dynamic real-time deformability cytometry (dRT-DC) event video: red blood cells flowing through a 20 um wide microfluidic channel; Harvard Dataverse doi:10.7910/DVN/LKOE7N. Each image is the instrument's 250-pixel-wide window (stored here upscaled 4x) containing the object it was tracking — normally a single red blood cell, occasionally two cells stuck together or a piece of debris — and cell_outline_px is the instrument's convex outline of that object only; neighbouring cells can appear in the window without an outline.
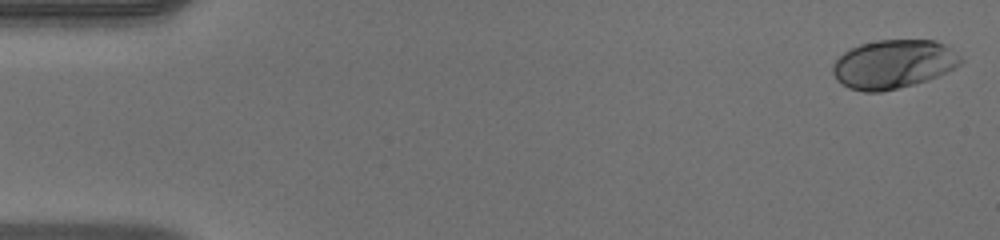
{"species": "human", "species_latin": "Homo sapiens", "temperature_condition": "warm", "stored_images_in_passage": 50, "camera_frame_rate_fps": 3000, "um_per_image_px": 0.085, "donor": {"sex": "male"}, "frame": {"image": 1, "passage_image": 1, "time_ms": 0.0, "image_size_px": [1000, 240], "cell_outline_px": [[964, 60], [960, 64], [928, 80], [880, 92], [864, 92], [848, 88], [836, 80], [832, 72], [832, 64], [844, 52], [860, 44], [876, 40], [936, 40], [952, 48]], "centroid_in_image_um": [75.91, 5.44], "position_along_channel_um": 9.1, "area_um2": 36.24}}
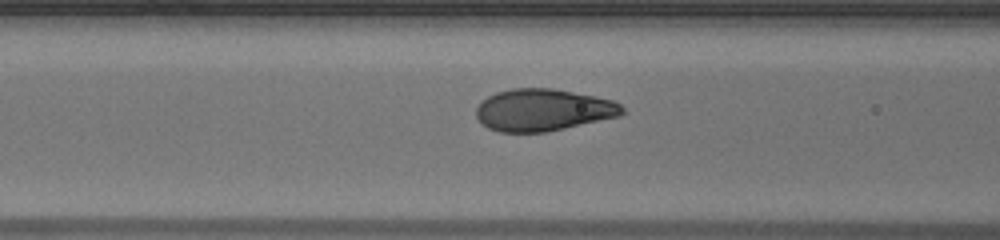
{"frame": {"image": 2, "passage_image": 20, "time_ms": 6.333, "image_size_px": [1000, 240], "cell_outline_px": [[624, 112], [620, 116], [548, 132], [500, 132], [488, 128], [476, 116], [476, 108], [488, 96], [496, 92], [512, 88], [552, 88], [612, 100], [620, 104], [624, 108]], "centroid_in_image_um": [46.17, 9.35], "position_along_channel_um": 120.4, "area_um2": 35.6}}
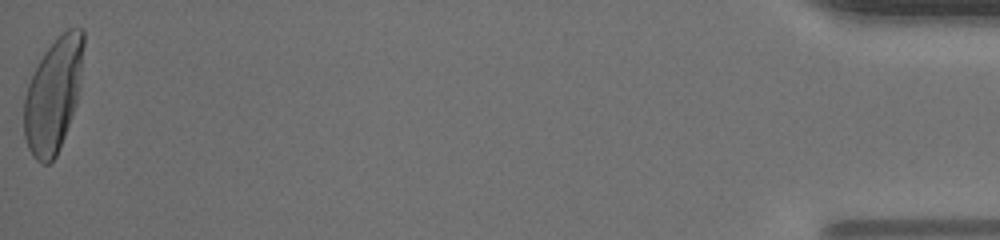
{"frame": {"image": 3, "passage_image": 50, "time_ms": 16.333, "image_size_px": [1000, 240], "cell_outline_px": [[84, 44], [80, 84], [76, 104], [64, 136], [56, 156], [48, 164], [40, 164], [32, 156], [28, 148], [24, 136], [24, 100], [28, 84], [44, 52], [68, 28], [80, 28], [84, 32]], "centroid_in_image_um": [4.53, 8.11], "position_along_channel_um": 430.7, "area_um2": 39.13}, "authors_computed_cell_mechanics": {"area_um2": 36.414, "velocity_mm_per_s": 4.0887, "shape_relaxation_time_tau1_ms": 2.8421, "shape_relaxation_time_tau2_ms": null, "deformation_change_tau1": 0.1774, "deformation_change_tau2": null}}